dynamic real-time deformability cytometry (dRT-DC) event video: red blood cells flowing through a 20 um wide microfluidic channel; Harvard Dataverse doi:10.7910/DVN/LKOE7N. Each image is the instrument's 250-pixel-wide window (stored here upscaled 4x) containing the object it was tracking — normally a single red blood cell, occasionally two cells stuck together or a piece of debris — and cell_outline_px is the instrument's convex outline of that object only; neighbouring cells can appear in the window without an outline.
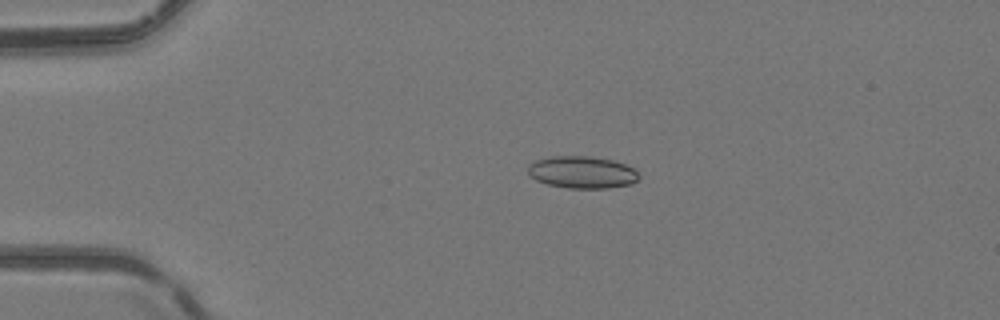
{"species": "common noctule bat (a hibernating species)", "species_latin": "Nyctalus noctula", "temperature_condition": "room temperature", "stored_images_in_passage": 17, "camera_frame_rate_fps": 3000, "um_per_image_px": 0.085, "animal": {"sex": "female", "body_mass_g": 24.6, "forearm_length_mm": 56.2}, "frame": {"image": 1, "passage_image": 12, "time_ms": 3.667, "image_size_px": [1000, 320], "cell_outline_px": [[640, 176], [632, 184], [608, 188], [568, 188], [548, 184], [536, 180], [528, 172], [528, 164], [536, 160], [552, 156], [592, 156], [612, 160], [624, 164], [632, 168]], "centroid_in_image_um": [49.47, 14.64], "position_along_channel_um": 35.5, "area_um2": 20.69}}